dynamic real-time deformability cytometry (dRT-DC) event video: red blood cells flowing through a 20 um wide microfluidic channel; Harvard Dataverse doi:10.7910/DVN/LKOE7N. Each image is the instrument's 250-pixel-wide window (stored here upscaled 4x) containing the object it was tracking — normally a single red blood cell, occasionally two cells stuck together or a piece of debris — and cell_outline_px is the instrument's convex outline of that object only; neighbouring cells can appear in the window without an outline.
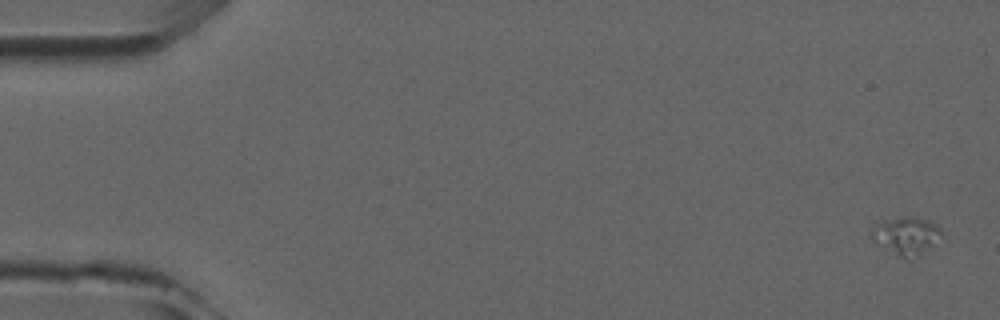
{"species": "common noctule bat (a hibernating species)", "species_latin": "Nyctalus noctula", "temperature_condition": "room temperature", "stored_images_in_passage": 5, "camera_frame_rate_fps": 3000, "um_per_image_px": 0.085, "animal": {"sex": "male", "forearm_length_mm": 52.5}, "frame": {"image": 1, "passage_image": 1, "time_ms": 0.0, "image_size_px": [1000, 320], "cell_outline_px": [[944, 236], [908, 260], [876, 244], [872, 240], [872, 232], [880, 224], [892, 220], [908, 216], [912, 216], [936, 224], [944, 232]], "centroid_in_image_um": [77.08, 20.05], "position_along_channel_um": 7.9, "area_um2": 14.57}}
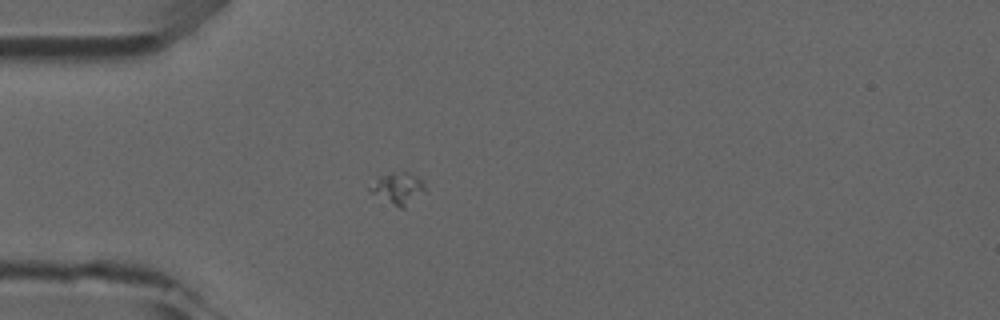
{"frame": {"image": 2, "passage_image": 4, "time_ms": 4.333, "image_size_px": [1000, 320], "cell_outline_px": [[424, 192], [404, 208], [400, 208], [368, 192], [368, 188], [380, 176], [392, 172], [408, 172], [424, 180]], "centroid_in_image_um": [33.82, 16.0], "position_along_channel_um": 51.2, "area_um2": 10.06}}